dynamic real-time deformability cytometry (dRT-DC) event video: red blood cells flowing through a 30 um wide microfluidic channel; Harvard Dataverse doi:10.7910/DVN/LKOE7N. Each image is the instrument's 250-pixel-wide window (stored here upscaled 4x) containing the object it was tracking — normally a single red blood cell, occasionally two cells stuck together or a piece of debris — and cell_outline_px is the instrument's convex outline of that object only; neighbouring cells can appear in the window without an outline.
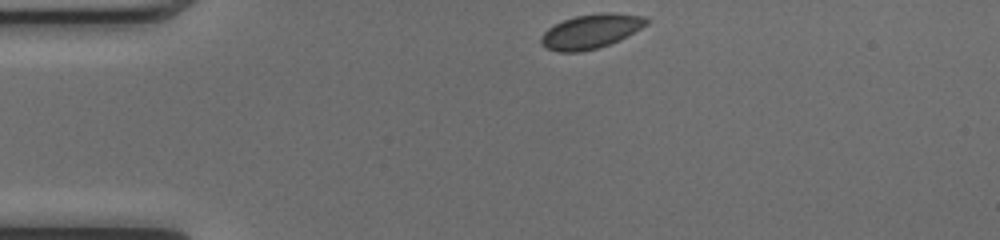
{"species": "common noctule bat (a hibernating species)", "species_latin": "Nyctalus noctula", "temperature_condition": "cold", "stored_images_in_passage": 39, "camera_frame_rate_fps": 3000, "um_per_image_px": 0.085, "animal": {"sex": "female", "body_mass_g": 17.0, "forearm_length_mm": 48.0}, "frame": {"image": 1, "passage_image": 1, "time_ms": 0.0, "image_size_px": [1000, 240], "cell_outline_px": [[648, 24], [620, 40], [596, 48], [580, 52], [560, 52], [544, 48], [540, 44], [540, 36], [548, 28], [564, 20], [576, 16], [600, 12], [612, 12], [644, 16], [648, 20]], "centroid_in_image_um": [50.21, 2.66], "position_along_channel_um": 34.8, "area_um2": 21.1}}
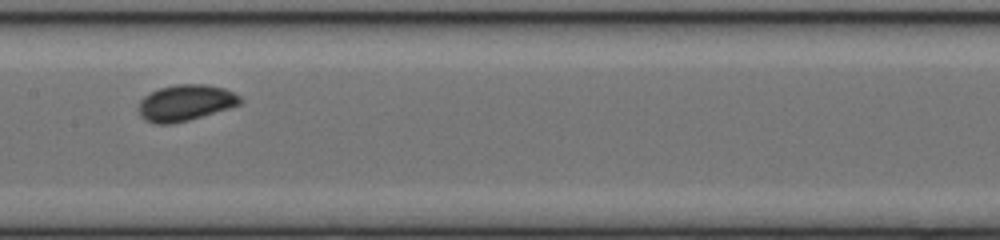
{"frame": {"image": 2, "passage_image": 16, "time_ms": 5.0, "image_size_px": [1000, 240], "cell_outline_px": [[244, 100], [240, 104], [228, 108], [188, 120], [172, 124], [156, 124], [144, 120], [140, 116], [140, 100], [144, 96], [160, 88], [176, 84], [204, 84], [224, 88], [240, 96]], "centroid_in_image_um": [15.77, 8.74], "position_along_channel_um": 191.6, "area_um2": 21.21}}
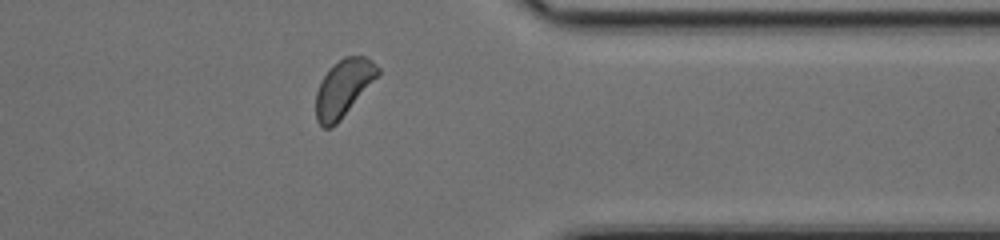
{"frame": {"image": 3, "passage_image": 31, "time_ms": 10.0, "image_size_px": [1000, 240], "cell_outline_px": [[380, 72], [340, 120], [332, 128], [324, 128], [316, 120], [316, 92], [320, 80], [332, 64], [344, 56], [364, 56], [372, 60], [380, 68]], "centroid_in_image_um": [29.16, 7.46], "position_along_channel_um": 382.2, "area_um2": 20.4}}